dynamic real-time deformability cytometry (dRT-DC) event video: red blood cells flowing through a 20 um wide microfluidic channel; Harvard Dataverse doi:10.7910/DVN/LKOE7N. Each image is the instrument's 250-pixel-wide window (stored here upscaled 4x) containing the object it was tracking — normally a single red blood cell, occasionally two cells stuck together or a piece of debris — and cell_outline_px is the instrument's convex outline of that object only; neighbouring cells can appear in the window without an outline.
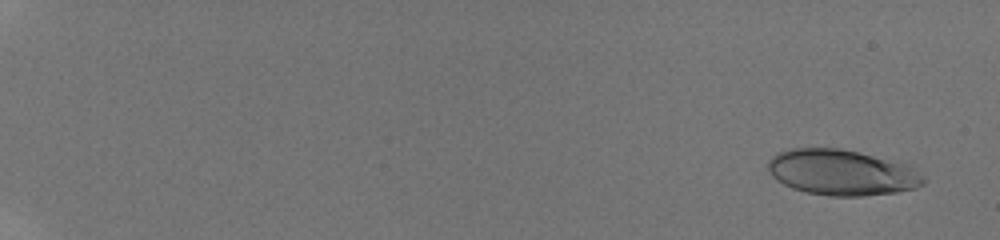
{"species": "human", "species_latin": "Homo sapiens", "temperature_condition": "room temperature", "stored_images_in_passage": 52, "camera_frame_rate_fps": 3000, "um_per_image_px": 0.085, "donor": {"sex": "male"}, "frame": {"image": 1, "passage_image": 3, "time_ms": 0.667, "image_size_px": [1000, 240], "cell_outline_px": [[924, 184], [916, 188], [896, 192], [864, 196], [828, 196], [804, 192], [792, 188], [776, 180], [772, 176], [768, 168], [768, 160], [772, 156], [780, 152], [792, 148], [840, 148], [912, 164], [924, 176]], "centroid_in_image_um": [71.59, 14.66], "position_along_channel_um": 13.4, "area_um2": 41.85}}
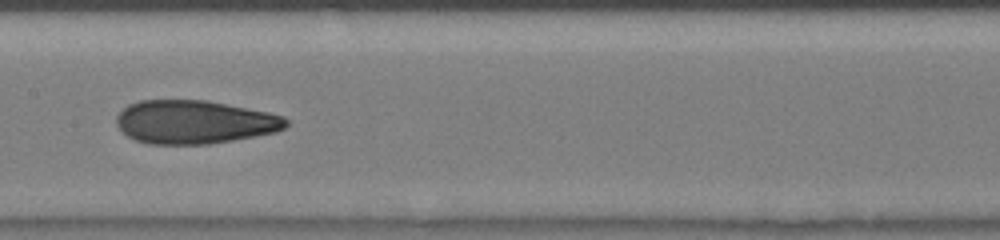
{"frame": {"image": 2, "passage_image": 31, "time_ms": 10.0, "image_size_px": [1000, 240], "cell_outline_px": [[288, 124], [284, 128], [276, 132], [232, 140], [208, 144], [148, 144], [136, 140], [128, 136], [116, 124], [116, 116], [128, 104], [140, 100], [208, 100], [268, 112], [284, 116], [288, 120]], "centroid_in_image_um": [16.53, 10.36], "position_along_channel_um": 190.9, "area_um2": 42.95}}
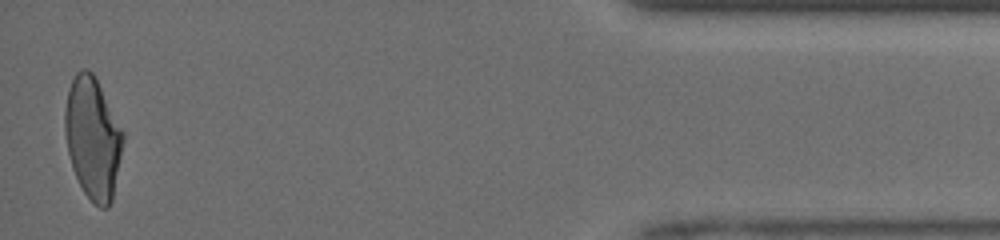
{"frame": {"image": 3, "passage_image": 52, "time_ms": 17.0, "image_size_px": [1000, 240], "cell_outline_px": [[124, 140], [112, 200], [108, 208], [100, 208], [84, 192], [72, 168], [68, 152], [64, 132], [64, 112], [68, 88], [76, 72], [80, 68], [88, 68], [92, 72], [124, 132]], "centroid_in_image_um": [7.87, 11.72], "position_along_channel_um": 427.3, "area_um2": 41.04}, "authors_computed_cell_mechanics": {"area_um2": 41.5004, "velocity_mm_per_s": 4.2208, "shape_relaxation_time_tau1_ms": null, "shape_relaxation_time_tau2_ms": 1.4014, "deformation_change_tau1": null, "deformation_change_tau2": 0.0903}}